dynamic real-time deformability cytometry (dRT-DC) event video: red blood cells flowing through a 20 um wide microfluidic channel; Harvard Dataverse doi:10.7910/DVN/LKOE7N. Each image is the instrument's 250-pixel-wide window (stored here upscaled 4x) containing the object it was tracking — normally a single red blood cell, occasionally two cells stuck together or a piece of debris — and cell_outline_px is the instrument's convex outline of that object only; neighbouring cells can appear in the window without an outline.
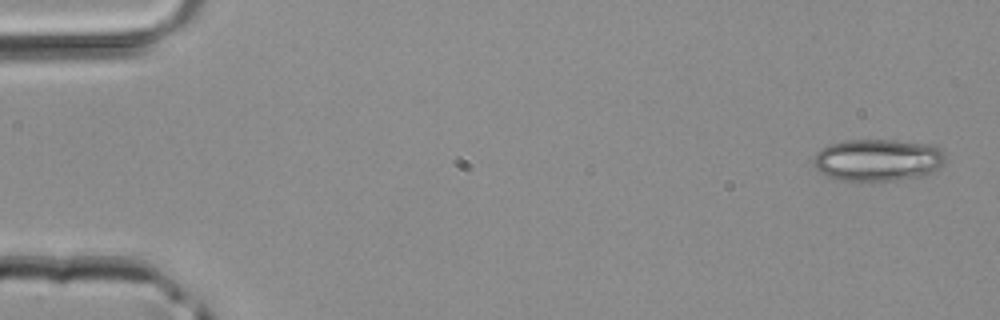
{"species": "common noctule bat (a hibernating species)", "species_latin": "Nyctalus noctula", "temperature_condition": "room temperature", "stored_images_in_passage": 4, "camera_frame_rate_fps": 3000, "um_per_image_px": 0.085, "animal": {"sex": "male", "body_mass_g": 20.4}, "frame": {"image": 1, "passage_image": 1, "time_ms": 0.0, "image_size_px": [1000, 320], "cell_outline_px": [[944, 164], [924, 176], [896, 180], [840, 180], [828, 176], [820, 172], [816, 168], [812, 160], [816, 152], [828, 144], [844, 140], [892, 140], [928, 144], [940, 148], [944, 152]], "centroid_in_image_um": [74.6, 13.59], "position_along_channel_um": 10.4, "area_um2": 32.31}}